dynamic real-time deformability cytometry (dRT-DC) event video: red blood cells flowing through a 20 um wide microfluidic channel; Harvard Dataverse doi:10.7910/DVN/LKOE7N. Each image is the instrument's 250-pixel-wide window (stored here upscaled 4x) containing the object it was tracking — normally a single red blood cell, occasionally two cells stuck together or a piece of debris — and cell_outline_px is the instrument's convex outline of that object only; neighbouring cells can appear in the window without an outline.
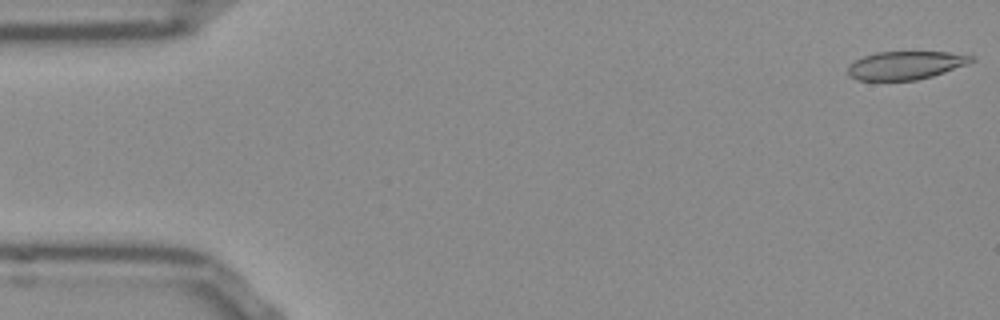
{"species": "Egyptian fruit bat (a non-hibernating species)", "species_latin": "Rousettus aegyptiacus", "temperature_condition": "room temperature", "stored_images_in_passage": 52, "camera_frame_rate_fps": 3000, "um_per_image_px": 0.085, "frame": {"image": 1, "passage_image": 1, "time_ms": 0.0, "image_size_px": [1000, 320], "cell_outline_px": [[976, 60], [968, 64], [932, 76], [916, 80], [856, 80], [848, 76], [848, 68], [856, 60], [864, 56], [876, 52], [948, 52], [976, 56]], "centroid_in_image_um": [77.01, 5.55], "position_along_channel_um": 8.0, "area_um2": 20.29}}
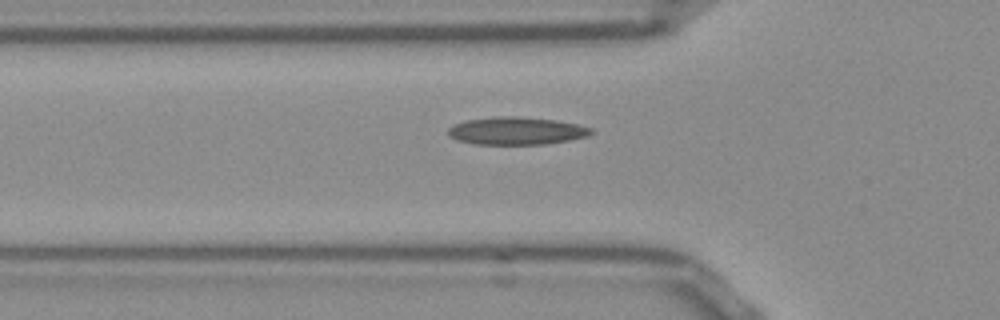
{"frame": {"image": 2, "passage_image": 17, "time_ms": 5.333, "image_size_px": [1000, 320], "cell_outline_px": [[596, 132], [588, 136], [568, 140], [544, 144], [476, 144], [456, 140], [448, 136], [448, 128], [452, 124], [464, 120], [496, 116], [516, 116], [556, 120], [576, 124], [592, 128]], "centroid_in_image_um": [43.87, 11.11], "position_along_channel_um": 81.9, "area_um2": 23.24}}
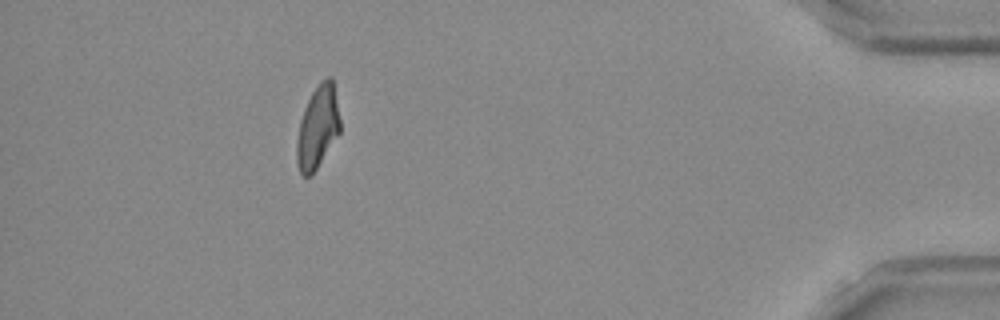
{"frame": {"image": 3, "passage_image": 47, "time_ms": 15.333, "image_size_px": [1000, 320], "cell_outline_px": [[340, 132], [316, 168], [308, 176], [304, 176], [300, 172], [296, 160], [296, 144], [300, 120], [304, 108], [312, 92], [320, 80], [328, 76], [332, 76], [340, 120]], "centroid_in_image_um": [27.0, 10.76], "position_along_channel_um": 408.2, "area_um2": 20.63}, "authors_computed_cell_mechanics": {"area_um2": 21.7328, "velocity_mm_per_s": 3.8438, "shape_relaxation_time_tau1_ms": 6.6162, "shape_relaxation_time_tau2_ms": 2.3093, "deformation_change_tau1": 0.2007, "deformation_change_tau2": 0.0931}}